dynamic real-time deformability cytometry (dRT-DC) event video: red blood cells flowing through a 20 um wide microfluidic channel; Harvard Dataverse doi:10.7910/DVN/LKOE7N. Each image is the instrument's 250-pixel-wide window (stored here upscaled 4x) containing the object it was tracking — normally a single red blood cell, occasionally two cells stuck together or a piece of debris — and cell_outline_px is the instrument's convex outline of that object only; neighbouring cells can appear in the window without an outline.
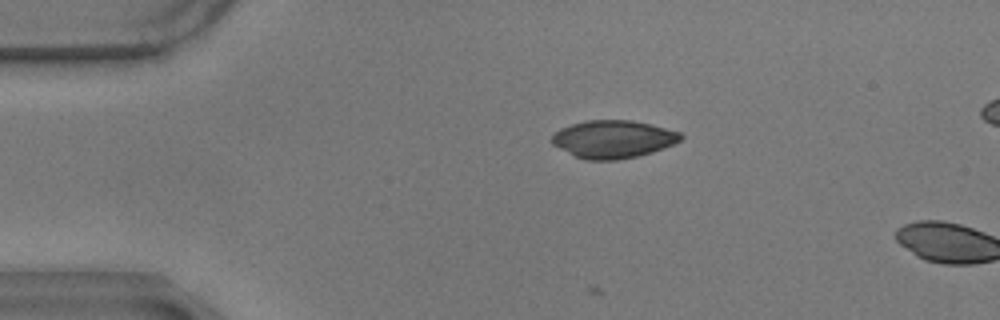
{"species": "common noctule bat (a hibernating species)", "species_latin": "Nyctalus noctula", "temperature_condition": "warm", "stored_images_in_passage": 4, "camera_frame_rate_fps": 3000, "um_per_image_px": 0.085, "animal": {"sex": "male", "body_mass_g": 17.9}, "frame": {"image": 1, "passage_image": 2, "time_ms": 0.333, "image_size_px": [1000, 320], "cell_outline_px": [[684, 136], [680, 140], [664, 148], [652, 152], [636, 156], [616, 160], [584, 160], [552, 144], [552, 136], [560, 128], [572, 124], [588, 120], [632, 120], [680, 132]], "centroid_in_image_um": [52.11, 11.83], "position_along_channel_um": 32.9, "area_um2": 28.03}}